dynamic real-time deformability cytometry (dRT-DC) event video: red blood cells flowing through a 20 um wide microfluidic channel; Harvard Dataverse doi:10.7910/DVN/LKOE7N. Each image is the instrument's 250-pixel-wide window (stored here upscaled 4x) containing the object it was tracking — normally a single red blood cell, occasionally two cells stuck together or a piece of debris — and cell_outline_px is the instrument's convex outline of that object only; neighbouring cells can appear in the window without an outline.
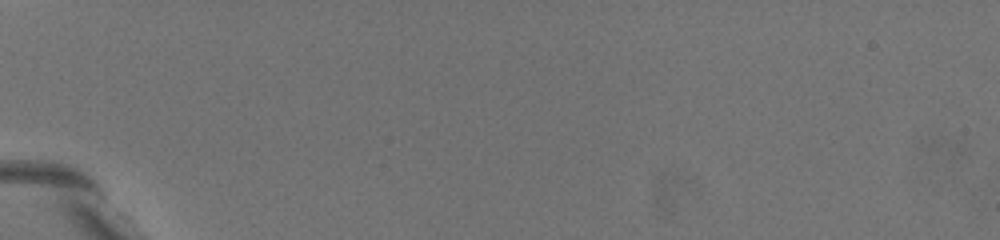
{"species": "common noctule bat (a hibernating species)", "species_latin": "Nyctalus noctula", "temperature_condition": "warm", "stored_images_in_passage": 2, "camera_frame_rate_fps": 3000, "um_per_image_px": 0.085, "animal": {"sex": "female", "body_mass_g": 19.5, "forearm_length_mm": 54.1}, "frame": {"image": 1, "passage_image": 1, "time_ms": 0.0, "image_size_px": [1000, 240], "cell_outline_px": [[188, 212], [176, 212], [168, 208], [120, 168], [116, 164], [104, 144], [104, 140], [108, 136], [116, 136], [128, 140], [136, 148]], "centroid_in_image_um": [12.01, 14.57], "position_along_channel_um": 73.0, "area_um2": 14.1}}